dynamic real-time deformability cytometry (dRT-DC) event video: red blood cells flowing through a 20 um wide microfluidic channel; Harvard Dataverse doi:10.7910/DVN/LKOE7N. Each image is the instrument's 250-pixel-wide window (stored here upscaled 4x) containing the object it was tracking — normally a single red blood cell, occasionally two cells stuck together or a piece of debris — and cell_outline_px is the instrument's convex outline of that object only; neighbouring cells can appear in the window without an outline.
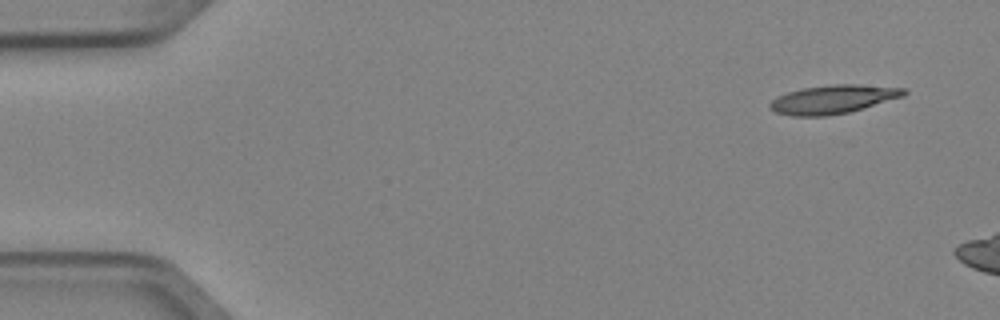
{"species": "Egyptian fruit bat (a non-hibernating species)", "species_latin": "Rousettus aegyptiacus", "temperature_condition": "cold", "stored_images_in_passage": 3, "camera_frame_rate_fps": 3000, "um_per_image_px": 0.085, "animal": {"sex": "female"}, "frame": {"image": 1, "passage_image": 1, "time_ms": 0.0, "image_size_px": [1000, 320], "cell_outline_px": [[908, 92], [904, 96], [864, 108], [848, 112], [824, 116], [792, 116], [776, 112], [768, 104], [776, 96], [788, 92], [804, 88], [832, 84], [856, 84], [908, 88]], "centroid_in_image_um": [70.85, 8.43], "position_along_channel_um": 14.2, "area_um2": 22.31}}